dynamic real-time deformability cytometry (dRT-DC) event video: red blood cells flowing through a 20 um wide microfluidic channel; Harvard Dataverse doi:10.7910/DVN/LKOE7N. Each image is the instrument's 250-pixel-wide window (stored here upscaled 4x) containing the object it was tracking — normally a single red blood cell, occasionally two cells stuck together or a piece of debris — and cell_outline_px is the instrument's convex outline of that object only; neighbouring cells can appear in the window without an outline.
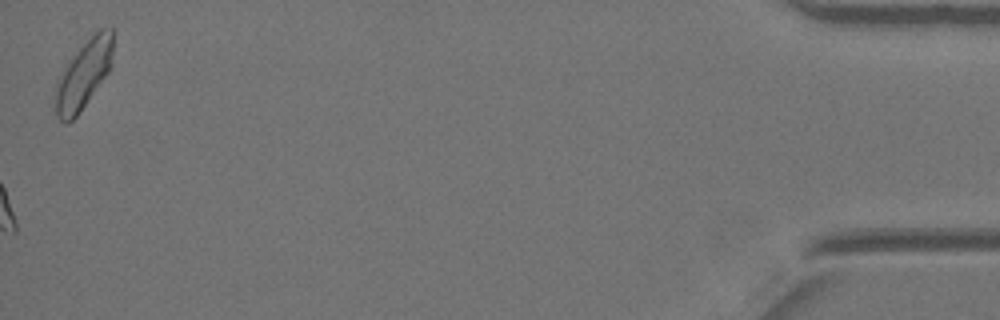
{"species": "Egyptian fruit bat (a non-hibernating species)", "species_latin": "Rousettus aegyptiacus", "temperature_condition": "warm", "stored_images_in_passage": 38, "camera_frame_rate_fps": 3000, "um_per_image_px": 0.085, "animal": {"sex": "female"}, "frame": {"image": 1, "passage_image": 38, "time_ms": 12.333, "image_size_px": [1000, 320], "cell_outline_px": [[112, 64], [108, 72], [80, 112], [68, 124], [64, 124], [56, 116], [56, 80], [68, 60], [100, 28], [112, 28]], "centroid_in_image_um": [7.09, 6.37], "position_along_channel_um": 428.1, "area_um2": 22.66}}